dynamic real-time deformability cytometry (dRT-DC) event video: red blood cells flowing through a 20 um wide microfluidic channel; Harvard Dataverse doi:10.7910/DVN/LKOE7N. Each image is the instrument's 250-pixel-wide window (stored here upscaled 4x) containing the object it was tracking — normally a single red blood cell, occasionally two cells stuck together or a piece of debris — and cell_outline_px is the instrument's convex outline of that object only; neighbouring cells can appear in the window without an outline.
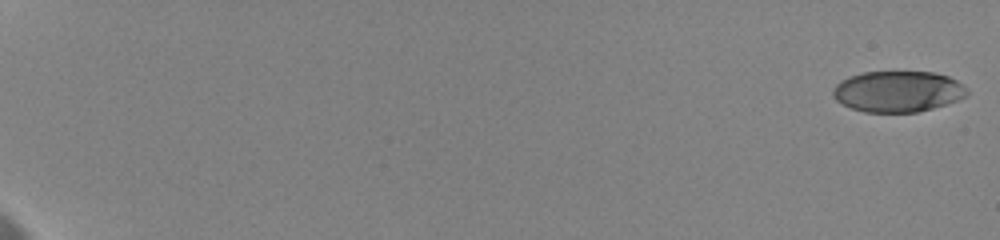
{"species": "human", "species_latin": "Homo sapiens", "temperature_condition": "cold", "stored_images_in_passage": 48, "camera_frame_rate_fps": 3000, "um_per_image_px": 0.085, "donor": {"sex": "female"}, "frame": {"image": 1, "passage_image": 1, "time_ms": 0.0, "image_size_px": [1000, 240], "cell_outline_px": [[968, 96], [932, 108], [916, 112], [864, 112], [852, 108], [836, 100], [832, 96], [832, 88], [840, 80], [848, 76], [864, 72], [936, 72], [948, 76], [956, 80], [968, 88]], "centroid_in_image_um": [76.3, 7.76], "position_along_channel_um": 8.7, "area_um2": 32.14}}
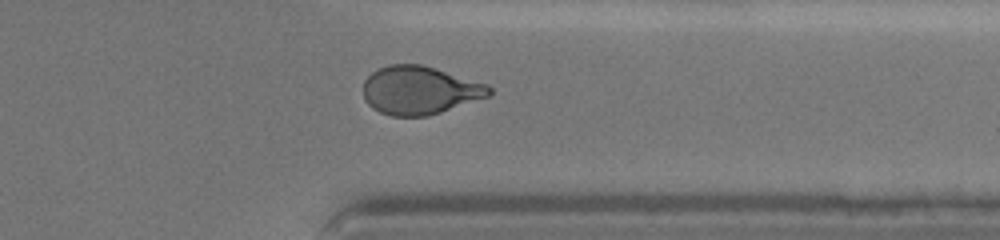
{"frame": {"image": 2, "passage_image": 39, "time_ms": 16.333, "image_size_px": [1000, 240], "cell_outline_px": [[492, 96], [428, 116], [392, 116], [380, 112], [372, 108], [364, 100], [364, 80], [372, 72], [388, 64], [420, 64], [488, 84], [492, 88]], "centroid_in_image_um": [35.69, 7.68], "position_along_channel_um": 375.7, "area_um2": 35.55}}
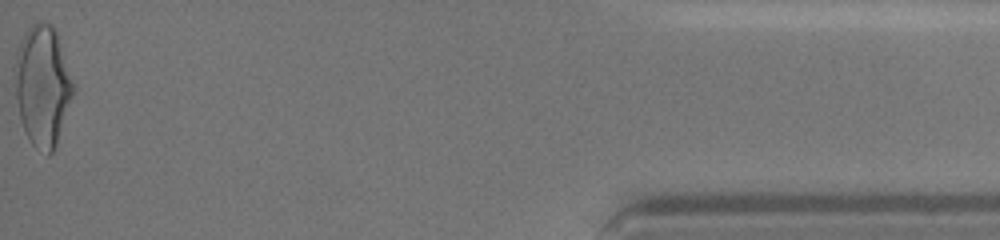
{"frame": {"image": 3, "passage_image": 48, "time_ms": 19.667, "image_size_px": [1000, 240], "cell_outline_px": [[72, 96], [56, 144], [52, 152], [48, 156], [36, 148], [32, 144], [20, 120], [12, 76], [12, 68], [16, 52], [20, 40], [24, 32], [36, 20], [52, 24], [56, 28], [72, 84]], "centroid_in_image_um": [3.55, 7.23], "position_along_channel_um": 431.7, "area_um2": 40.98}, "authors_computed_cell_mechanics": {"area_um2": 35.5181, "velocity_mm_per_s": 3.6152, "shape_relaxation_time_tau1_ms": 4.0064, "shape_relaxation_time_tau2_ms": 1.4783, "deformation_change_tau1": 0.1593, "deformation_change_tau2": 0.0704}}